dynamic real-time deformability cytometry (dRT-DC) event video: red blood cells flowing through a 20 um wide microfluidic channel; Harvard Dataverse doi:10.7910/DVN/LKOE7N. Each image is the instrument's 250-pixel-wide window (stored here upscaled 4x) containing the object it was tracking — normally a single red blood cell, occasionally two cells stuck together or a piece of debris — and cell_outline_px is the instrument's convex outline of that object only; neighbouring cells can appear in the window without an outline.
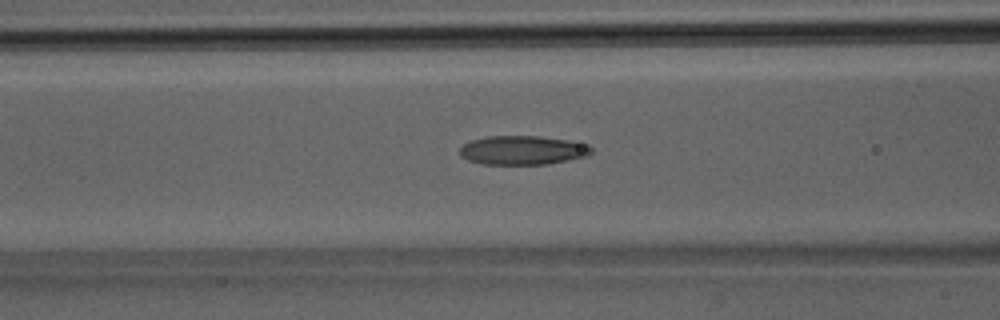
{"species": "Egyptian fruit bat (a non-hibernating species)", "species_latin": "Rousettus aegyptiacus", "temperature_condition": "room temperature", "stored_images_in_passage": 39, "camera_frame_rate_fps": 3000, "um_per_image_px": 0.085, "animal": {"sex": "male"}, "frame": {"image": 1, "passage_image": 16, "time_ms": 5.0, "image_size_px": [1000, 320], "cell_outline_px": [[592, 152], [588, 156], [548, 164], [484, 164], [468, 160], [460, 156], [460, 148], [464, 144], [472, 140], [484, 136], [540, 136], [568, 140], [588, 144], [592, 148]], "centroid_in_image_um": [44.44, 12.76], "position_along_channel_um": 122.2, "area_um2": 22.31}}
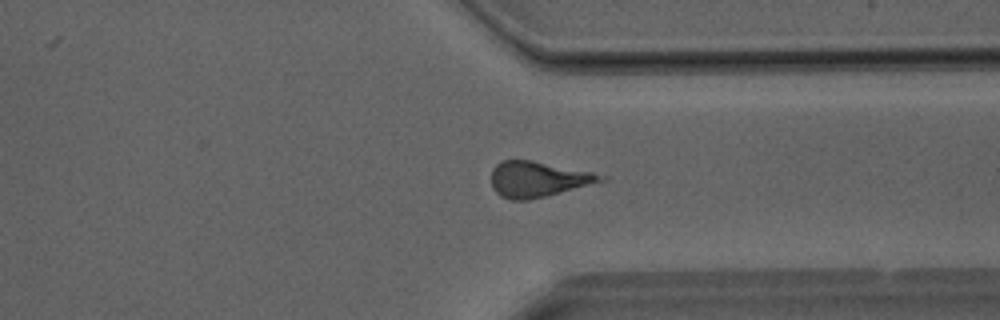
{"frame": {"image": 2, "passage_image": 30, "time_ms": 9.667, "image_size_px": [1000, 320], "cell_outline_px": [[608, 180], [528, 200], [512, 200], [500, 196], [492, 188], [492, 168], [500, 160], [532, 160], [592, 172], [608, 176]], "centroid_in_image_um": [45.72, 15.22], "position_along_channel_um": 365.7, "area_um2": 22.66}}
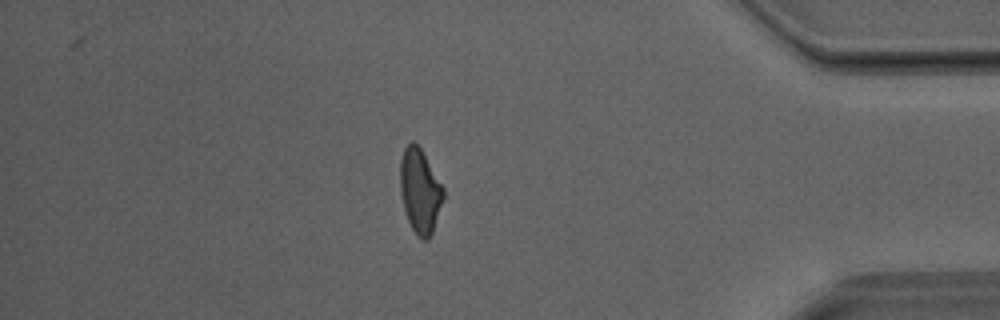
{"frame": {"image": 3, "passage_image": 34, "time_ms": 11.0, "image_size_px": [1000, 320], "cell_outline_px": [[444, 200], [432, 232], [428, 240], [420, 240], [416, 236], [408, 220], [404, 208], [400, 192], [400, 160], [404, 148], [412, 140], [420, 148], [444, 188]], "centroid_in_image_um": [35.7, 16.26], "position_along_channel_um": 399.5, "area_um2": 21.21}}